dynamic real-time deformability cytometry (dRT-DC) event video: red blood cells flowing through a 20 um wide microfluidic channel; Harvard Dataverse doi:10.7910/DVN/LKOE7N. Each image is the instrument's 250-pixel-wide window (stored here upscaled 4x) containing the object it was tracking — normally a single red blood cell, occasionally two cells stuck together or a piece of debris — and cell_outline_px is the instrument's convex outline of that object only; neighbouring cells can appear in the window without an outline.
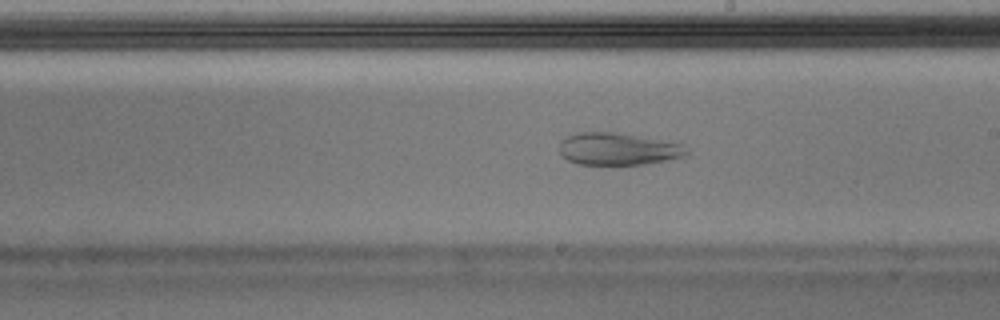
{"species": "Egyptian fruit bat (a non-hibernating species)", "species_latin": "Rousettus aegyptiacus", "temperature_condition": "warm", "stored_images_in_passage": 45, "camera_frame_rate_fps": 3000, "um_per_image_px": 0.085, "animal": {"sex": "male"}, "frame": {"image": 1, "passage_image": 24, "time_ms": 7.667, "image_size_px": [1000, 320], "cell_outline_px": [[688, 152], [684, 156], [664, 160], [640, 164], [576, 164], [568, 160], [560, 152], [560, 140], [576, 132], [616, 132], [684, 144]], "centroid_in_image_um": [52.5, 12.65], "position_along_channel_um": 236.5, "area_um2": 23.64}}
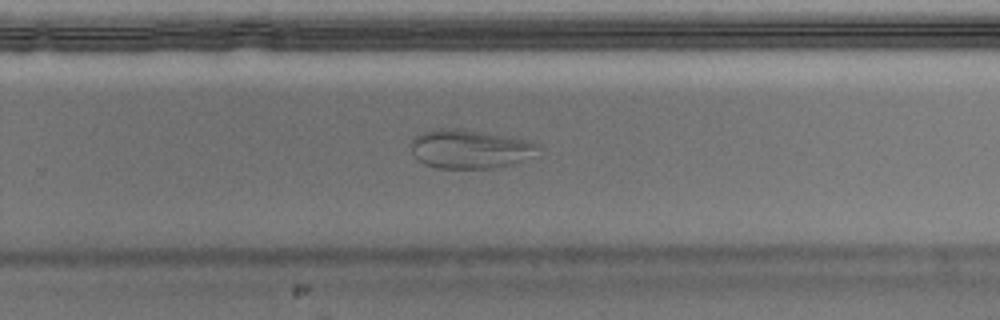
{"frame": {"image": 2, "passage_image": 28, "time_ms": 9.0, "image_size_px": [1000, 320], "cell_outline_px": [[540, 156], [512, 164], [488, 168], [436, 168], [424, 164], [416, 160], [412, 152], [412, 140], [420, 132], [440, 128], [448, 128], [480, 132], [504, 136], [524, 140], [540, 144]], "centroid_in_image_um": [39.97, 12.69], "position_along_channel_um": 289.8, "area_um2": 28.84}}